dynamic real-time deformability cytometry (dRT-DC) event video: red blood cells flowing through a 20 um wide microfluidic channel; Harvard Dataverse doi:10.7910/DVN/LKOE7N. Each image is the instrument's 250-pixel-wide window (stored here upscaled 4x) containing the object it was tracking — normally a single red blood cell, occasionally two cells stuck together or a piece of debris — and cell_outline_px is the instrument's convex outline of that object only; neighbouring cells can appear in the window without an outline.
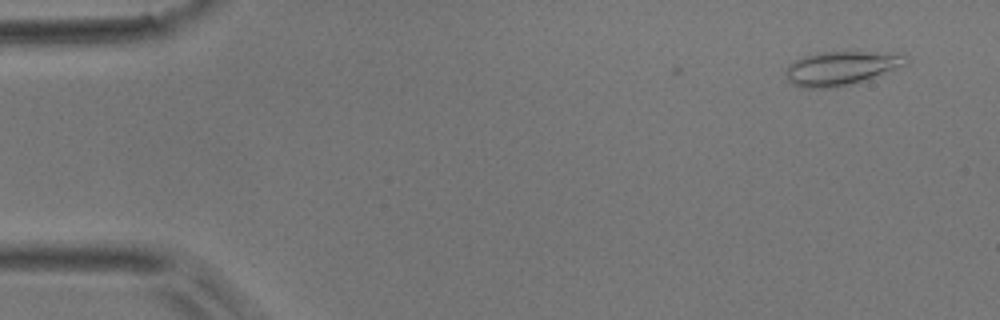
{"species": "common noctule bat (a hibernating species)", "species_latin": "Nyctalus noctula", "temperature_condition": "room temperature", "stored_images_in_passage": 3, "camera_frame_rate_fps": 3000, "um_per_image_px": 0.085, "animal": {"sex": "male", "body_mass_g": 17.9}, "frame": {"image": 1, "passage_image": 3, "time_ms": 0.667, "image_size_px": [1000, 320], "cell_outline_px": [[908, 64], [848, 84], [828, 88], [804, 88], [792, 84], [784, 76], [788, 64], [804, 56], [820, 52], [864, 52], [908, 56]], "centroid_in_image_um": [71.38, 5.79], "position_along_channel_um": 13.6, "area_um2": 22.95}}